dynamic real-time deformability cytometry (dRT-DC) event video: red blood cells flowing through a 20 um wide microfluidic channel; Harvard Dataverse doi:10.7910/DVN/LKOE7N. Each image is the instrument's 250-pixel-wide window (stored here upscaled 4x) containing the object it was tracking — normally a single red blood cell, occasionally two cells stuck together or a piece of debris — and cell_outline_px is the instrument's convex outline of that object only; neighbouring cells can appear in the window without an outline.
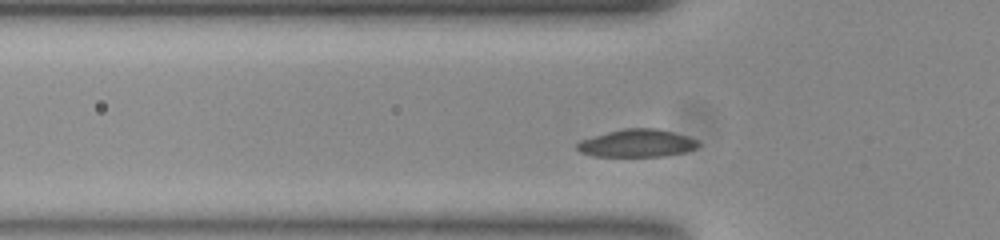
{"species": "common noctule bat (a hibernating species)", "species_latin": "Nyctalus noctula", "temperature_condition": "room temperature", "stored_images_in_passage": 42, "camera_frame_rate_fps": 3000, "um_per_image_px": 0.085, "animal": {"sex": "female", "body_mass_g": 23.0, "forearm_length_mm": 53.4}, "frame": {"image": 1, "passage_image": 8, "time_ms": 2.333, "image_size_px": [1000, 240], "cell_outline_px": [[700, 144], [696, 148], [684, 152], [664, 156], [592, 156], [580, 152], [576, 148], [576, 144], [580, 140], [608, 132], [624, 128], [656, 128], [688, 136], [700, 140]], "centroid_in_image_um": [54.16, 12.17], "position_along_channel_um": 71.6, "area_um2": 19.59}}
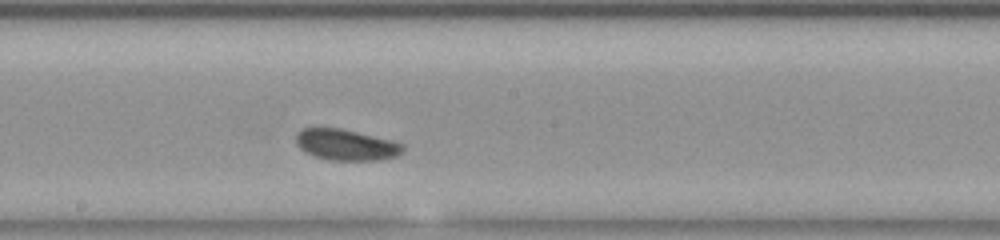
{"frame": {"image": 2, "passage_image": 20, "time_ms": 6.333, "image_size_px": [1000, 240], "cell_outline_px": [[404, 148], [396, 156], [380, 160], [328, 160], [316, 156], [300, 148], [296, 144], [296, 132], [300, 128], [340, 128], [392, 140], [404, 144]], "centroid_in_image_um": [29.41, 12.3], "position_along_channel_um": 218.8, "area_um2": 19.25}}
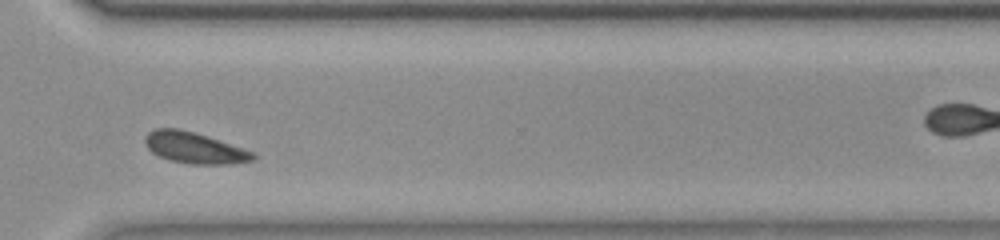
{"frame": {"image": 3, "passage_image": 31, "time_ms": 10.0, "image_size_px": [1000, 240], "cell_outline_px": [[256, 156], [252, 160], [232, 164], [192, 164], [168, 160], [152, 152], [148, 148], [144, 140], [144, 136], [148, 132], [156, 128], [180, 128], [208, 136], [256, 152]], "centroid_in_image_um": [16.54, 12.56], "position_along_channel_um": 354.1, "area_um2": 19.77}, "authors_computed_cell_mechanics": {"area_um2": 19.363, "velocity_mm_per_s": 3.6785, "shape_relaxation_time_tau1_ms": 2.7815, "shape_relaxation_time_tau2_ms": null, "deformation_change_tau1": 0.0905, "deformation_change_tau2": null}}